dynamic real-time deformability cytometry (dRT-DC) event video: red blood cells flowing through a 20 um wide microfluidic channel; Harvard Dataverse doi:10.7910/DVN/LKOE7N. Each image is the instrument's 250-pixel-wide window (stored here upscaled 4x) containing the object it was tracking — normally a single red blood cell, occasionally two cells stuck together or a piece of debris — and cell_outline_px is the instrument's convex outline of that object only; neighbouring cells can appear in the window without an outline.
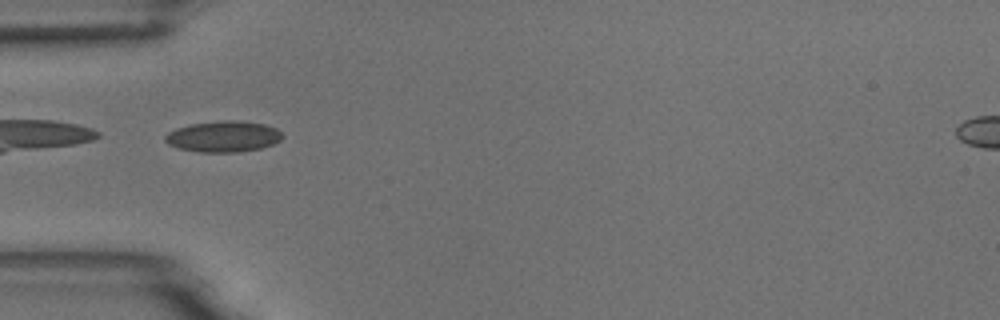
{"species": "common noctule bat (a hibernating species)", "species_latin": "Nyctalus noctula", "temperature_condition": "room temperature", "stored_images_in_passage": 38, "camera_frame_rate_fps": 3000, "um_per_image_px": 0.085, "animal": {"sex": "male", "body_mass_g": 18.8}, "frame": {"image": 1, "passage_image": 1, "time_ms": 0.0, "image_size_px": [1000, 320], "cell_outline_px": [[284, 136], [280, 140], [272, 144], [260, 148], [240, 152], [200, 152], [180, 148], [168, 144], [164, 140], [164, 136], [168, 132], [176, 128], [192, 124], [220, 120], [236, 120], [264, 124], [276, 128]], "centroid_in_image_um": [18.98, 11.6], "position_along_channel_um": 66.0, "area_um2": 21.15}}
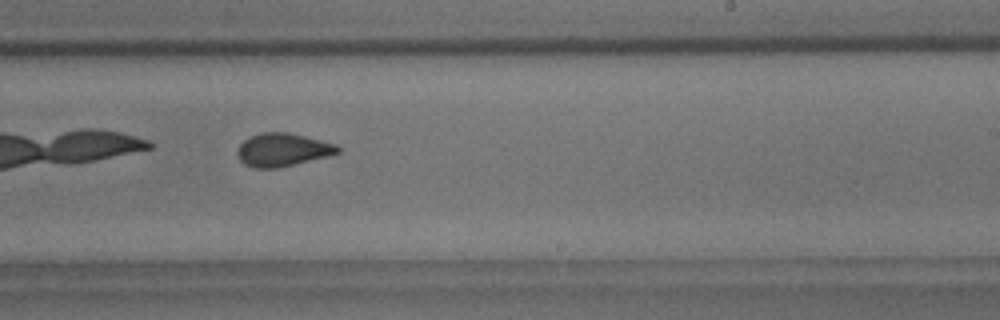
{"frame": {"image": 2, "passage_image": 17, "time_ms": 5.333, "image_size_px": [1000, 320], "cell_outline_px": [[340, 152], [328, 156], [276, 168], [252, 168], [244, 164], [240, 160], [236, 152], [240, 144], [248, 136], [260, 132], [288, 132], [336, 144], [340, 148]], "centroid_in_image_um": [23.98, 12.72], "position_along_channel_um": 265.0, "area_um2": 19.36}}
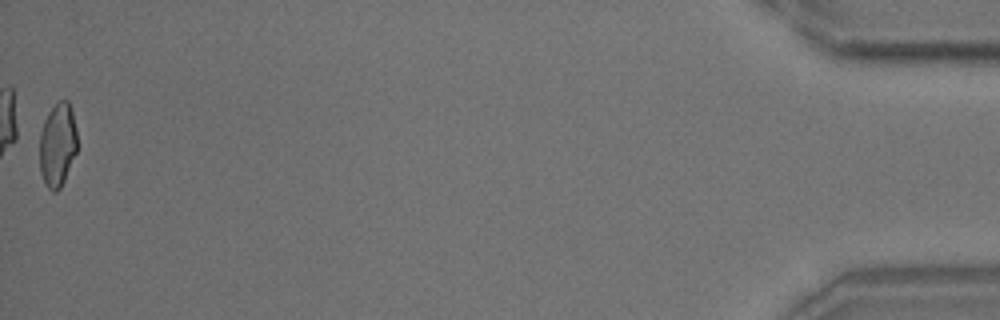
{"frame": {"image": 3, "passage_image": 38, "time_ms": 12.333, "image_size_px": [1000, 320], "cell_outline_px": [[76, 152], [64, 180], [60, 188], [56, 192], [52, 192], [44, 184], [40, 172], [40, 132], [44, 120], [48, 112], [60, 100], [68, 100], [72, 112], [76, 128]], "centroid_in_image_um": [4.87, 12.33], "position_along_channel_um": 430.3, "area_um2": 18.26}, "authors_computed_cell_mechanics": {"area_um2": 19.5075, "velocity_mm_per_s": 3.7226, "shape_relaxation_time_tau1_ms": 4.9511, "shape_relaxation_time_tau2_ms": 0.8904, "deformation_change_tau1": 0.1196, "deformation_change_tau2": 0.0596}}